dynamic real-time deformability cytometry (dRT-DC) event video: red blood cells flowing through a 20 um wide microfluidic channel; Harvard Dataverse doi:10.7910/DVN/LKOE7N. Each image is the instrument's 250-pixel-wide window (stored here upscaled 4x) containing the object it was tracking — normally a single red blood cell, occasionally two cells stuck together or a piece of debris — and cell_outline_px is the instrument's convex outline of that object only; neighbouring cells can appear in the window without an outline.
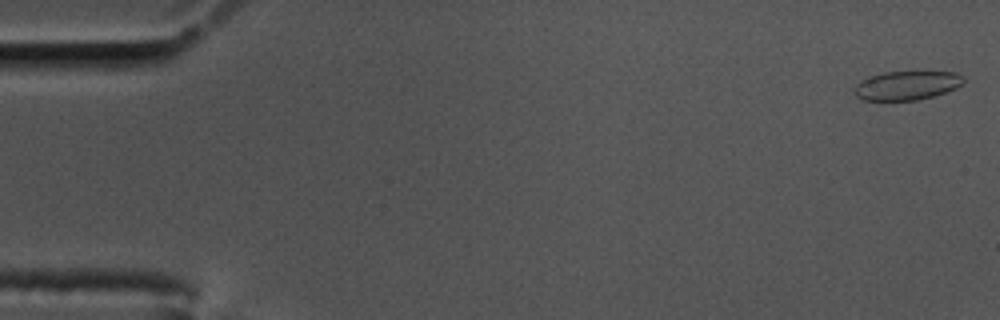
{"species": "common noctule bat (a hibernating species)", "species_latin": "Nyctalus noctula", "temperature_condition": "cold", "stored_images_in_passage": 16, "camera_frame_rate_fps": 3000, "um_per_image_px": 0.085, "animal": {"sex": "male", "body_mass_g": 17.5, "forearm_length_mm": 52.3}, "frame": {"image": 1, "passage_image": 1, "time_ms": 0.0, "image_size_px": [1000, 320], "cell_outline_px": [[964, 84], [956, 88], [936, 96], [916, 100], [860, 100], [852, 92], [856, 84], [860, 80], [884, 72], [920, 68], [956, 72], [964, 76]], "centroid_in_image_um": [77.14, 7.2], "position_along_channel_um": 7.9, "area_um2": 19.65}}